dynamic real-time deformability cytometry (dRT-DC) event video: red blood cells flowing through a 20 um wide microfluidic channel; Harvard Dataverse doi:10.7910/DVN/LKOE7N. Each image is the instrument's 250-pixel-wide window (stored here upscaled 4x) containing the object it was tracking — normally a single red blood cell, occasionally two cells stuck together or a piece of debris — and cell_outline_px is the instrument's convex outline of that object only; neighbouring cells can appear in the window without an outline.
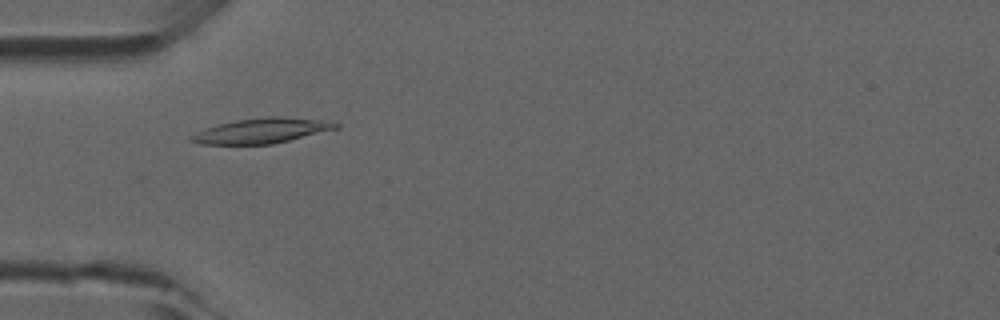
{"species": "common noctule bat (a hibernating species)", "species_latin": "Nyctalus noctula", "temperature_condition": "room temperature", "stored_images_in_passage": 38, "camera_frame_rate_fps": 3000, "um_per_image_px": 0.085, "animal": {"sex": "male", "forearm_length_mm": 52.5}, "frame": {"image": 1, "passage_image": 5, "time_ms": 1.333, "image_size_px": [1000, 320], "cell_outline_px": [[340, 128], [272, 144], [200, 144], [188, 140], [188, 136], [204, 128], [236, 120], [268, 116], [276, 116], [320, 120], [340, 124]], "centroid_in_image_um": [22.2, 11.11], "position_along_channel_um": 62.8, "area_um2": 20.98}}